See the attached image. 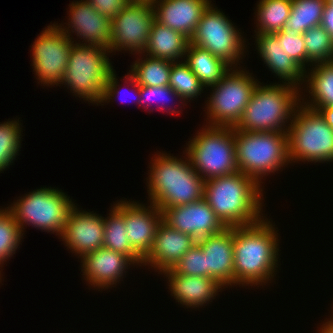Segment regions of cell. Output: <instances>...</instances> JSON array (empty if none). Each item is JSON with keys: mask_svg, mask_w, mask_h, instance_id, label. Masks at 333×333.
<instances>
[{"mask_svg": "<svg viewBox=\"0 0 333 333\" xmlns=\"http://www.w3.org/2000/svg\"><path fill=\"white\" fill-rule=\"evenodd\" d=\"M273 226L263 218L252 225L234 227V285H266L273 279L279 258L278 233Z\"/></svg>", "mask_w": 333, "mask_h": 333, "instance_id": "6da1fadb", "label": "cell"}, {"mask_svg": "<svg viewBox=\"0 0 333 333\" xmlns=\"http://www.w3.org/2000/svg\"><path fill=\"white\" fill-rule=\"evenodd\" d=\"M261 186L253 178L238 171L206 180L204 199L226 227L248 226L265 217L261 216Z\"/></svg>", "mask_w": 333, "mask_h": 333, "instance_id": "7a4b0ae2", "label": "cell"}, {"mask_svg": "<svg viewBox=\"0 0 333 333\" xmlns=\"http://www.w3.org/2000/svg\"><path fill=\"white\" fill-rule=\"evenodd\" d=\"M156 154L147 177L151 203L163 211L204 198L205 180L194 170L187 154L185 160L166 153Z\"/></svg>", "mask_w": 333, "mask_h": 333, "instance_id": "3957f363", "label": "cell"}, {"mask_svg": "<svg viewBox=\"0 0 333 333\" xmlns=\"http://www.w3.org/2000/svg\"><path fill=\"white\" fill-rule=\"evenodd\" d=\"M260 84L258 82L255 86L250 102L234 129L245 132H287L290 124L286 126V123L291 122L301 104V88L283 83Z\"/></svg>", "mask_w": 333, "mask_h": 333, "instance_id": "277c9868", "label": "cell"}, {"mask_svg": "<svg viewBox=\"0 0 333 333\" xmlns=\"http://www.w3.org/2000/svg\"><path fill=\"white\" fill-rule=\"evenodd\" d=\"M234 142L238 170L259 185L263 183V176L291 163L287 132H245L234 129Z\"/></svg>", "mask_w": 333, "mask_h": 333, "instance_id": "5b68a950", "label": "cell"}, {"mask_svg": "<svg viewBox=\"0 0 333 333\" xmlns=\"http://www.w3.org/2000/svg\"><path fill=\"white\" fill-rule=\"evenodd\" d=\"M105 47L73 42L61 84L88 103L101 104L107 78L114 70Z\"/></svg>", "mask_w": 333, "mask_h": 333, "instance_id": "8992f818", "label": "cell"}, {"mask_svg": "<svg viewBox=\"0 0 333 333\" xmlns=\"http://www.w3.org/2000/svg\"><path fill=\"white\" fill-rule=\"evenodd\" d=\"M204 127L188 141L185 149L194 170L205 181L238 172L234 127Z\"/></svg>", "mask_w": 333, "mask_h": 333, "instance_id": "52a82bcc", "label": "cell"}, {"mask_svg": "<svg viewBox=\"0 0 333 333\" xmlns=\"http://www.w3.org/2000/svg\"><path fill=\"white\" fill-rule=\"evenodd\" d=\"M287 136L291 163L333 161V130L319 111L300 104L290 122Z\"/></svg>", "mask_w": 333, "mask_h": 333, "instance_id": "ba28073f", "label": "cell"}, {"mask_svg": "<svg viewBox=\"0 0 333 333\" xmlns=\"http://www.w3.org/2000/svg\"><path fill=\"white\" fill-rule=\"evenodd\" d=\"M69 198L62 190L43 187L20 197L7 208L22 232L27 224L61 236L67 216L75 206Z\"/></svg>", "mask_w": 333, "mask_h": 333, "instance_id": "9c48e42d", "label": "cell"}, {"mask_svg": "<svg viewBox=\"0 0 333 333\" xmlns=\"http://www.w3.org/2000/svg\"><path fill=\"white\" fill-rule=\"evenodd\" d=\"M257 82L259 81L246 69L238 70L237 67H233L218 83L208 86L212 87L213 92L207 100V124L235 127L250 102Z\"/></svg>", "mask_w": 333, "mask_h": 333, "instance_id": "30bf717a", "label": "cell"}, {"mask_svg": "<svg viewBox=\"0 0 333 333\" xmlns=\"http://www.w3.org/2000/svg\"><path fill=\"white\" fill-rule=\"evenodd\" d=\"M213 6L203 13L189 43L208 50L231 68L236 67L243 59L246 41L228 17Z\"/></svg>", "mask_w": 333, "mask_h": 333, "instance_id": "8fae6325", "label": "cell"}, {"mask_svg": "<svg viewBox=\"0 0 333 333\" xmlns=\"http://www.w3.org/2000/svg\"><path fill=\"white\" fill-rule=\"evenodd\" d=\"M39 35L31 46L32 68L41 84L57 86L64 77L74 41L54 23Z\"/></svg>", "mask_w": 333, "mask_h": 333, "instance_id": "7c38bea8", "label": "cell"}, {"mask_svg": "<svg viewBox=\"0 0 333 333\" xmlns=\"http://www.w3.org/2000/svg\"><path fill=\"white\" fill-rule=\"evenodd\" d=\"M154 21L152 4L130 2L111 19V45L108 51L128 50L132 54H143Z\"/></svg>", "mask_w": 333, "mask_h": 333, "instance_id": "4fadbf2b", "label": "cell"}, {"mask_svg": "<svg viewBox=\"0 0 333 333\" xmlns=\"http://www.w3.org/2000/svg\"><path fill=\"white\" fill-rule=\"evenodd\" d=\"M162 221L170 228L190 235L197 241L227 228L204 198L186 205L164 209Z\"/></svg>", "mask_w": 333, "mask_h": 333, "instance_id": "5bb4252c", "label": "cell"}, {"mask_svg": "<svg viewBox=\"0 0 333 333\" xmlns=\"http://www.w3.org/2000/svg\"><path fill=\"white\" fill-rule=\"evenodd\" d=\"M61 239L67 249L82 257L103 247L104 217L96 212L79 211L75 205L69 212Z\"/></svg>", "mask_w": 333, "mask_h": 333, "instance_id": "9a60e30c", "label": "cell"}, {"mask_svg": "<svg viewBox=\"0 0 333 333\" xmlns=\"http://www.w3.org/2000/svg\"><path fill=\"white\" fill-rule=\"evenodd\" d=\"M69 7L68 27L58 25L61 31L69 38H72L71 32L77 33L79 38L83 36L82 42L86 43L75 42V44L96 45L108 49L111 45V19L94 9L86 0L72 2Z\"/></svg>", "mask_w": 333, "mask_h": 333, "instance_id": "2e32d148", "label": "cell"}, {"mask_svg": "<svg viewBox=\"0 0 333 333\" xmlns=\"http://www.w3.org/2000/svg\"><path fill=\"white\" fill-rule=\"evenodd\" d=\"M234 227L206 236L196 243L205 254V277L217 280L223 289L234 285Z\"/></svg>", "mask_w": 333, "mask_h": 333, "instance_id": "e0dca14e", "label": "cell"}, {"mask_svg": "<svg viewBox=\"0 0 333 333\" xmlns=\"http://www.w3.org/2000/svg\"><path fill=\"white\" fill-rule=\"evenodd\" d=\"M80 258L84 280L88 281L94 288L102 290L119 283L120 279H123L125 270L131 264L136 265L129 256L105 247Z\"/></svg>", "mask_w": 333, "mask_h": 333, "instance_id": "ac0fdd59", "label": "cell"}, {"mask_svg": "<svg viewBox=\"0 0 333 333\" xmlns=\"http://www.w3.org/2000/svg\"><path fill=\"white\" fill-rule=\"evenodd\" d=\"M161 221L162 211L153 203L150 202V206H145L136 201L124 200V222L127 239L132 248L142 258L150 251L157 226Z\"/></svg>", "mask_w": 333, "mask_h": 333, "instance_id": "d6986e66", "label": "cell"}, {"mask_svg": "<svg viewBox=\"0 0 333 333\" xmlns=\"http://www.w3.org/2000/svg\"><path fill=\"white\" fill-rule=\"evenodd\" d=\"M196 242L192 236L172 229L161 221L157 226L153 245L143 258L142 265H151L162 274L163 271L171 269Z\"/></svg>", "mask_w": 333, "mask_h": 333, "instance_id": "ffe728a7", "label": "cell"}, {"mask_svg": "<svg viewBox=\"0 0 333 333\" xmlns=\"http://www.w3.org/2000/svg\"><path fill=\"white\" fill-rule=\"evenodd\" d=\"M211 2L210 0H157L152 6L157 22L190 39Z\"/></svg>", "mask_w": 333, "mask_h": 333, "instance_id": "44dd1931", "label": "cell"}, {"mask_svg": "<svg viewBox=\"0 0 333 333\" xmlns=\"http://www.w3.org/2000/svg\"><path fill=\"white\" fill-rule=\"evenodd\" d=\"M255 35V42L258 47L256 49L270 71L275 73L283 84L299 88L300 84L304 83L305 70L286 54L282 43L274 34L259 33Z\"/></svg>", "mask_w": 333, "mask_h": 333, "instance_id": "7402d4cb", "label": "cell"}, {"mask_svg": "<svg viewBox=\"0 0 333 333\" xmlns=\"http://www.w3.org/2000/svg\"><path fill=\"white\" fill-rule=\"evenodd\" d=\"M162 273L166 278L168 277L171 295L187 308H199L207 302L209 304L223 287L217 280L210 277L181 275L173 273L170 269Z\"/></svg>", "mask_w": 333, "mask_h": 333, "instance_id": "603a6c76", "label": "cell"}, {"mask_svg": "<svg viewBox=\"0 0 333 333\" xmlns=\"http://www.w3.org/2000/svg\"><path fill=\"white\" fill-rule=\"evenodd\" d=\"M188 44L189 39L182 33L161 25L155 20L152 23L149 42L144 53L147 52L149 57L178 62L179 58H185Z\"/></svg>", "mask_w": 333, "mask_h": 333, "instance_id": "cb8c5ba5", "label": "cell"}, {"mask_svg": "<svg viewBox=\"0 0 333 333\" xmlns=\"http://www.w3.org/2000/svg\"><path fill=\"white\" fill-rule=\"evenodd\" d=\"M312 66L311 72L305 71L304 75V82L308 83L306 88L312 99L309 100L311 102H304L305 98H303L300 99L303 100L300 103L307 108L319 111L323 107L333 106V61L314 63Z\"/></svg>", "mask_w": 333, "mask_h": 333, "instance_id": "d4e9b609", "label": "cell"}, {"mask_svg": "<svg viewBox=\"0 0 333 333\" xmlns=\"http://www.w3.org/2000/svg\"><path fill=\"white\" fill-rule=\"evenodd\" d=\"M110 212V216L104 218L103 247L129 256L137 265L141 266L143 258L132 248L127 239L124 200L114 204Z\"/></svg>", "mask_w": 333, "mask_h": 333, "instance_id": "484cf974", "label": "cell"}, {"mask_svg": "<svg viewBox=\"0 0 333 333\" xmlns=\"http://www.w3.org/2000/svg\"><path fill=\"white\" fill-rule=\"evenodd\" d=\"M184 62L194 75L206 87L218 83L231 68L222 59L212 55L208 50L188 44Z\"/></svg>", "mask_w": 333, "mask_h": 333, "instance_id": "4316f807", "label": "cell"}, {"mask_svg": "<svg viewBox=\"0 0 333 333\" xmlns=\"http://www.w3.org/2000/svg\"><path fill=\"white\" fill-rule=\"evenodd\" d=\"M292 0H259L257 5L256 34H275L283 30L288 20Z\"/></svg>", "mask_w": 333, "mask_h": 333, "instance_id": "83f0119b", "label": "cell"}, {"mask_svg": "<svg viewBox=\"0 0 333 333\" xmlns=\"http://www.w3.org/2000/svg\"><path fill=\"white\" fill-rule=\"evenodd\" d=\"M326 0H292V7L283 30L292 29L299 34L321 23Z\"/></svg>", "mask_w": 333, "mask_h": 333, "instance_id": "f1b7e54d", "label": "cell"}, {"mask_svg": "<svg viewBox=\"0 0 333 333\" xmlns=\"http://www.w3.org/2000/svg\"><path fill=\"white\" fill-rule=\"evenodd\" d=\"M144 58L136 60L131 65V71L129 70L136 82L139 85L152 87L169 85L170 72L174 62L147 57V55Z\"/></svg>", "mask_w": 333, "mask_h": 333, "instance_id": "f546056e", "label": "cell"}, {"mask_svg": "<svg viewBox=\"0 0 333 333\" xmlns=\"http://www.w3.org/2000/svg\"><path fill=\"white\" fill-rule=\"evenodd\" d=\"M306 50V63L333 61V40L321 26H315L303 33Z\"/></svg>", "mask_w": 333, "mask_h": 333, "instance_id": "4dcf8cb0", "label": "cell"}, {"mask_svg": "<svg viewBox=\"0 0 333 333\" xmlns=\"http://www.w3.org/2000/svg\"><path fill=\"white\" fill-rule=\"evenodd\" d=\"M169 86L184 100H193L203 93L204 85L183 61L174 62L170 72ZM196 97V98H195Z\"/></svg>", "mask_w": 333, "mask_h": 333, "instance_id": "1f68e13d", "label": "cell"}, {"mask_svg": "<svg viewBox=\"0 0 333 333\" xmlns=\"http://www.w3.org/2000/svg\"><path fill=\"white\" fill-rule=\"evenodd\" d=\"M22 233L18 223L16 222L12 212L8 209H0V265L3 266L7 259L15 254Z\"/></svg>", "mask_w": 333, "mask_h": 333, "instance_id": "d6a6232c", "label": "cell"}, {"mask_svg": "<svg viewBox=\"0 0 333 333\" xmlns=\"http://www.w3.org/2000/svg\"><path fill=\"white\" fill-rule=\"evenodd\" d=\"M19 119L0 124V172L8 168L21 148V129Z\"/></svg>", "mask_w": 333, "mask_h": 333, "instance_id": "836d02e7", "label": "cell"}, {"mask_svg": "<svg viewBox=\"0 0 333 333\" xmlns=\"http://www.w3.org/2000/svg\"><path fill=\"white\" fill-rule=\"evenodd\" d=\"M126 81L130 82L129 86L131 85L132 90H135V92L138 94L137 96V103L139 106L144 105V108L147 110V107H151L153 101H155L157 104L160 102L161 105L158 104L159 110H164L166 106L168 107V104L165 106L169 99H179L181 103L184 101L169 85L167 86H145V85H139L135 78L127 73V75L124 77ZM128 79V80H127ZM169 98V99H168Z\"/></svg>", "mask_w": 333, "mask_h": 333, "instance_id": "e575fe53", "label": "cell"}, {"mask_svg": "<svg viewBox=\"0 0 333 333\" xmlns=\"http://www.w3.org/2000/svg\"><path fill=\"white\" fill-rule=\"evenodd\" d=\"M170 270L176 274L205 277V254L201 247L196 243Z\"/></svg>", "mask_w": 333, "mask_h": 333, "instance_id": "d590c367", "label": "cell"}, {"mask_svg": "<svg viewBox=\"0 0 333 333\" xmlns=\"http://www.w3.org/2000/svg\"><path fill=\"white\" fill-rule=\"evenodd\" d=\"M286 54L296 61L306 71V50L303 34H299L292 29L282 30L274 34Z\"/></svg>", "mask_w": 333, "mask_h": 333, "instance_id": "8d00e7d4", "label": "cell"}, {"mask_svg": "<svg viewBox=\"0 0 333 333\" xmlns=\"http://www.w3.org/2000/svg\"><path fill=\"white\" fill-rule=\"evenodd\" d=\"M102 15L112 19L129 3V0H86Z\"/></svg>", "mask_w": 333, "mask_h": 333, "instance_id": "74e56055", "label": "cell"}, {"mask_svg": "<svg viewBox=\"0 0 333 333\" xmlns=\"http://www.w3.org/2000/svg\"><path fill=\"white\" fill-rule=\"evenodd\" d=\"M117 80L118 79H116L115 71L113 70L110 73L109 77L107 78L101 103H104V102L107 103V101L110 102V100H112V97H113V99H115L117 94H118V96L121 95V91L119 90L120 88H117V86L119 87Z\"/></svg>", "mask_w": 333, "mask_h": 333, "instance_id": "f35d334b", "label": "cell"}, {"mask_svg": "<svg viewBox=\"0 0 333 333\" xmlns=\"http://www.w3.org/2000/svg\"><path fill=\"white\" fill-rule=\"evenodd\" d=\"M320 25L329 33L333 40V4H325Z\"/></svg>", "mask_w": 333, "mask_h": 333, "instance_id": "ab89813d", "label": "cell"}, {"mask_svg": "<svg viewBox=\"0 0 333 333\" xmlns=\"http://www.w3.org/2000/svg\"><path fill=\"white\" fill-rule=\"evenodd\" d=\"M319 112L325 118L329 127L333 130V106L323 107L319 110Z\"/></svg>", "mask_w": 333, "mask_h": 333, "instance_id": "60d3db41", "label": "cell"}, {"mask_svg": "<svg viewBox=\"0 0 333 333\" xmlns=\"http://www.w3.org/2000/svg\"><path fill=\"white\" fill-rule=\"evenodd\" d=\"M331 317L330 320L324 322V324L320 327V330H318L319 333H333V316Z\"/></svg>", "mask_w": 333, "mask_h": 333, "instance_id": "b9f144b4", "label": "cell"}, {"mask_svg": "<svg viewBox=\"0 0 333 333\" xmlns=\"http://www.w3.org/2000/svg\"><path fill=\"white\" fill-rule=\"evenodd\" d=\"M130 2H137V3H149V4H153L155 3L157 0H129Z\"/></svg>", "mask_w": 333, "mask_h": 333, "instance_id": "7bdbcfd3", "label": "cell"}, {"mask_svg": "<svg viewBox=\"0 0 333 333\" xmlns=\"http://www.w3.org/2000/svg\"><path fill=\"white\" fill-rule=\"evenodd\" d=\"M326 3L333 4V0H326Z\"/></svg>", "mask_w": 333, "mask_h": 333, "instance_id": "ee69618b", "label": "cell"}]
</instances>
